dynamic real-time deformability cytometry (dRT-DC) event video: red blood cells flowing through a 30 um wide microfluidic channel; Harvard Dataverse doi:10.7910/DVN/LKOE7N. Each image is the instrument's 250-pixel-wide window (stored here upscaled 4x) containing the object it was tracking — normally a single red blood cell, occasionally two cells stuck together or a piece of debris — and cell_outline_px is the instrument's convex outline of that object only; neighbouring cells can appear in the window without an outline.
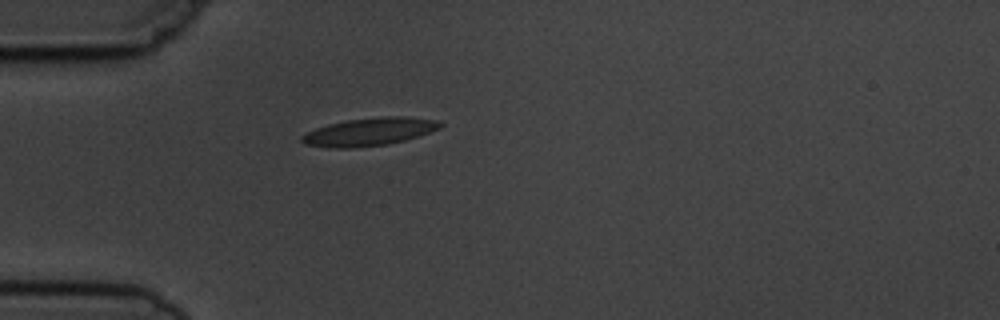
{"species": "common noctule bat (a hibernating species)", "species_latin": "Nyctalus noctula", "temperature_condition": "cold", "stored_images_in_passage": 1, "camera_frame_rate_fps": 3000, "um_per_image_px": 0.085, "animal": {"sex": "male", "body_mass_g": 19.5, "forearm_length_mm": 54.6}, "frame": {"image": 1, "passage_image": 1, "time_ms": 0.0, "image_size_px": [1000, 320], "cell_outline_px": [[444, 124], [440, 128], [404, 140], [388, 144], [352, 148], [336, 148], [304, 144], [300, 140], [300, 136], [316, 128], [328, 124], [344, 120], [380, 116], [404, 116], [440, 120]], "centroid_in_image_um": [31.39, 11.18], "position_along_channel_um": 53.6, "area_um2": 22.54}}